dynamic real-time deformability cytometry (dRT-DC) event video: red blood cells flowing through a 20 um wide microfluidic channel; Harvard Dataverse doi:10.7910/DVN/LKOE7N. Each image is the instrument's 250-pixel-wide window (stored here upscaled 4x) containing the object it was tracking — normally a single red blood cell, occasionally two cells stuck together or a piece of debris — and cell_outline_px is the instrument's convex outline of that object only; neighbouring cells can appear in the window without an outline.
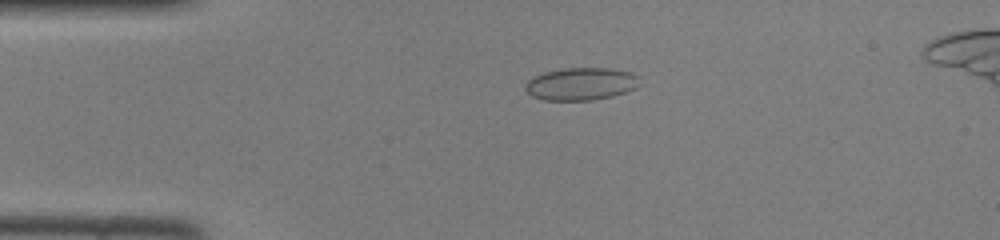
{"species": "common noctule bat (a hibernating species)", "species_latin": "Nyctalus noctula", "temperature_condition": "room temperature", "stored_images_in_passage": 38, "segment_of_instrument_passage": [1, 2], "camera_frame_rate_fps": 3000, "um_per_image_px": 0.085, "animal": {"sex": "female", "body_mass_g": 22.0, "forearm_length_mm": 56.7}, "frame": {"image": 1, "passage_image": 1, "time_ms": 0.0, "image_size_px": [1000, 240], "cell_outline_px": [[640, 84], [636, 88], [612, 96], [592, 100], [544, 100], [532, 96], [524, 88], [524, 84], [532, 76], [544, 72], [564, 68], [612, 68], [632, 72], [640, 76]], "centroid_in_image_um": [49.4, 7.12], "position_along_channel_um": 35.6, "area_um2": 21.96}}
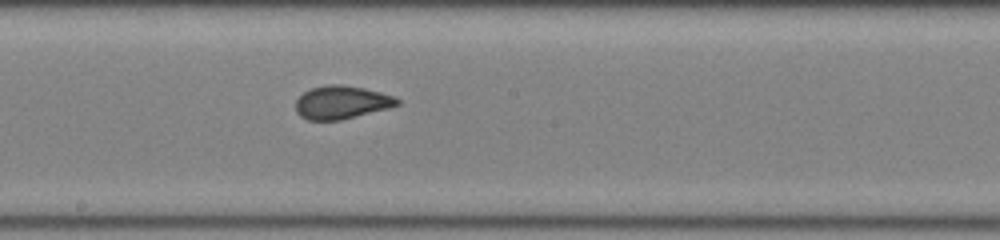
{"frame": {"image": 2, "passage_image": 16, "time_ms": 5.0, "image_size_px": [1000, 240], "cell_outline_px": [[400, 104], [388, 108], [340, 120], [308, 120], [300, 116], [296, 112], [296, 100], [304, 92], [312, 88], [328, 84], [340, 84], [364, 88], [396, 96], [400, 100]], "centroid_in_image_um": [29.04, 8.69], "position_along_channel_um": 219.2, "area_um2": 19.59}}
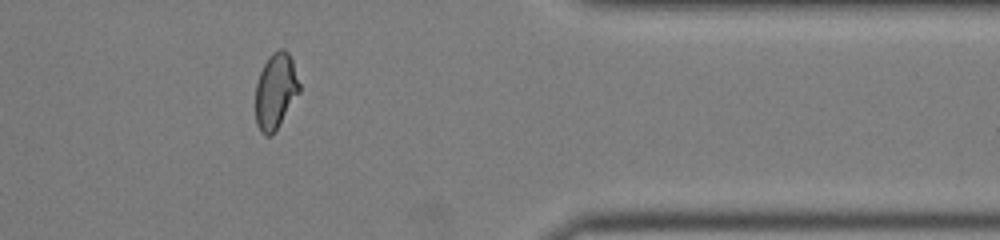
{"frame": {"image": 3, "passage_image": 29, "time_ms": 9.333, "image_size_px": [1000, 240], "cell_outline_px": [[300, 92], [272, 136], [264, 136], [260, 132], [256, 124], [256, 84], [260, 72], [268, 56], [272, 52], [280, 48], [284, 48], [288, 52], [292, 60], [300, 84]], "centroid_in_image_um": [23.42, 7.74], "position_along_channel_um": 388.0, "area_um2": 19.48}}